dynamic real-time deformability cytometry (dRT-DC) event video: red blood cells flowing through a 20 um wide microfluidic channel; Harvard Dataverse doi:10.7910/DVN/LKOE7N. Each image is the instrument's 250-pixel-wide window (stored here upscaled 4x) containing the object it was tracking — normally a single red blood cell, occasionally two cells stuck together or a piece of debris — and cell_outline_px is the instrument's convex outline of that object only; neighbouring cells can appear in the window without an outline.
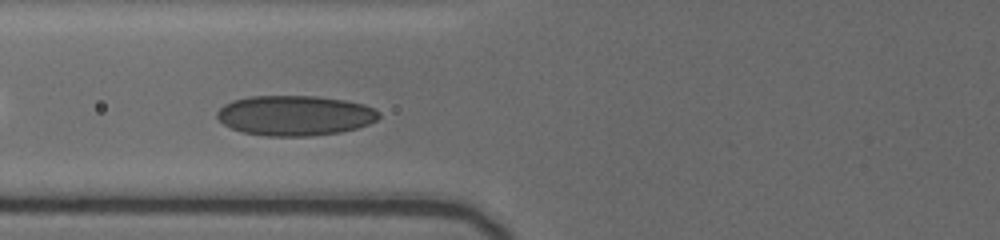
{"species": "human", "species_latin": "Homo sapiens", "temperature_condition": "cold", "stored_images_in_passage": 23, "camera_frame_rate_fps": 3000, "um_per_image_px": 0.085, "donor": {"sex": "female"}, "frame": {"image": 1, "passage_image": 4, "time_ms": 1.333, "image_size_px": [1000, 240], "cell_outline_px": [[380, 116], [376, 120], [368, 124], [356, 128], [340, 132], [312, 136], [264, 136], [244, 132], [232, 128], [224, 124], [216, 116], [216, 112], [224, 104], [232, 100], [252, 96], [316, 96], [344, 100], [364, 104], [380, 112]], "centroid_in_image_um": [25.06, 9.81], "position_along_channel_um": 100.7, "area_um2": 37.8}}
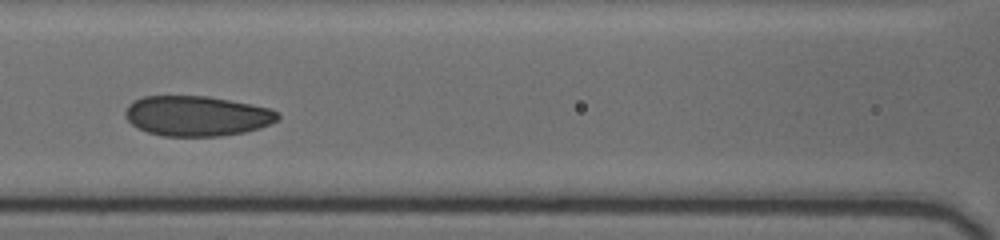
{"frame": {"image": 2, "passage_image": 7, "time_ms": 2.667, "image_size_px": [1000, 240], "cell_outline_px": [[280, 116], [276, 120], [260, 128], [244, 132], [220, 136], [164, 136], [148, 132], [132, 124], [124, 116], [124, 112], [128, 104], [132, 100], [144, 96], [208, 96], [268, 108], [276, 112]], "centroid_in_image_um": [16.67, 9.85], "position_along_channel_um": 149.9, "area_um2": 35.43}}
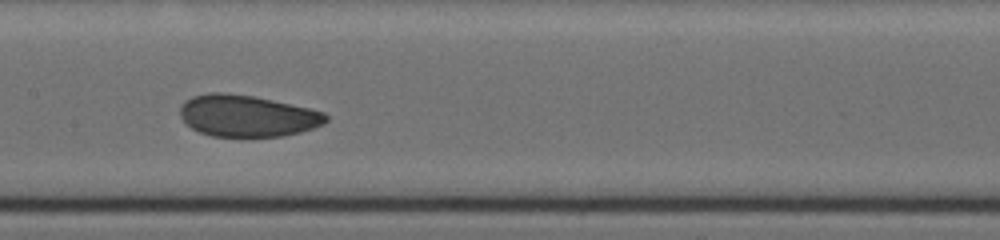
{"frame": {"image": 3, "passage_image": 10, "time_ms": 3.667, "image_size_px": [1000, 240], "cell_outline_px": [[328, 120], [324, 124], [300, 132], [280, 136], [212, 136], [200, 132], [192, 128], [180, 116], [180, 108], [192, 96], [208, 92], [224, 92], [252, 96], [272, 100], [308, 108], [324, 112], [328, 116]], "centroid_in_image_um": [21.02, 9.84], "position_along_channel_um": 186.4, "area_um2": 35.03}, "authors_computed_cell_mechanics": {"area_um2": 35.8938, "velocity_mm_per_s": 3.6341, "shape_relaxation_time_tau1_ms": 3.2742, "shape_relaxation_time_tau2_ms": 2.7032, "deformation_change_tau1": 0.0814, "deformation_change_tau2": 0.0773}}